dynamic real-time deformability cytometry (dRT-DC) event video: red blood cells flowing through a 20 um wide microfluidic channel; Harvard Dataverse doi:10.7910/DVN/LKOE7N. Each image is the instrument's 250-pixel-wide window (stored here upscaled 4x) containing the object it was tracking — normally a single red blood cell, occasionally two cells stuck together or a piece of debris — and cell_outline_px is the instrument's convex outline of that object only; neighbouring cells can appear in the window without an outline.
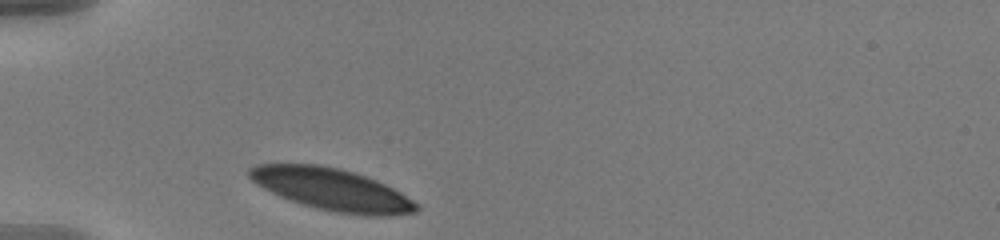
{"species": "human", "species_latin": "Homo sapiens", "temperature_condition": "warm", "stored_images_in_passage": 32, "camera_frame_rate_fps": 3000, "um_per_image_px": 0.085, "donor": {"sex": "male"}, "frame": {"image": 1, "passage_image": 1, "time_ms": 0.0, "image_size_px": [1000, 240], "cell_outline_px": [[420, 208], [416, 212], [392, 216], [364, 216], [336, 212], [316, 208], [280, 196], [256, 184], [248, 176], [248, 168], [256, 164], [320, 164], [340, 168], [376, 180], [400, 192], [420, 204]], "centroid_in_image_um": [28.24, 16.11], "position_along_channel_um": 56.8, "area_um2": 40.86}}
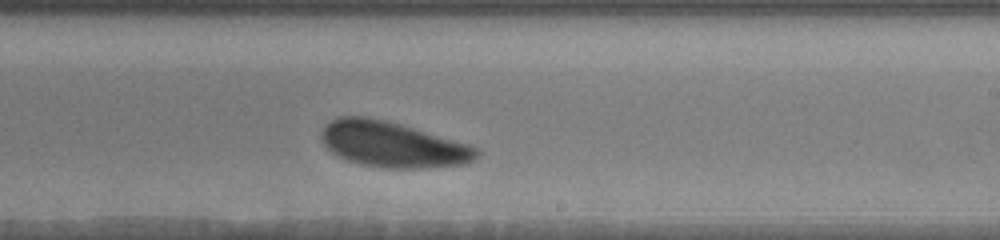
{"frame": {"image": 2, "passage_image": 19, "time_ms": 6.0, "image_size_px": [1000, 240], "cell_outline_px": [[480, 152], [476, 160], [468, 164], [428, 168], [380, 168], [360, 164], [336, 156], [324, 144], [320, 136], [320, 132], [324, 124], [336, 116], [368, 116], [388, 120], [468, 144], [476, 148]], "centroid_in_image_um": [33.35, 12.27], "position_along_channel_um": 255.7, "area_um2": 41.85}}
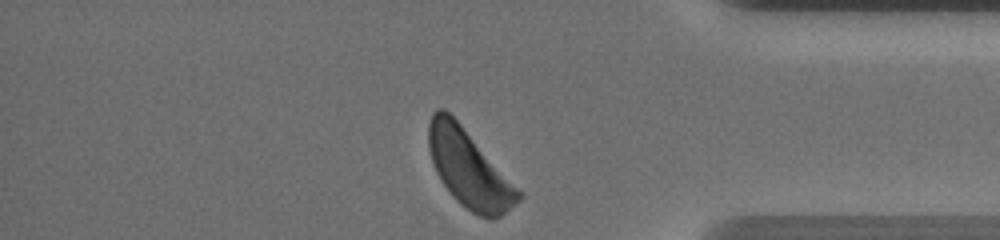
{"frame": {"image": 3, "passage_image": 32, "time_ms": 10.333, "image_size_px": [1000, 240], "cell_outline_px": [[524, 196], [520, 200], [500, 216], [492, 220], [480, 216], [472, 212], [460, 204], [452, 196], [440, 180], [436, 172], [428, 148], [428, 124], [432, 112], [436, 108], [444, 108], [460, 124], [524, 192]], "centroid_in_image_um": [39.88, 14.35], "position_along_channel_um": 395.3, "area_um2": 40.58}, "authors_computed_cell_mechanics": {"area_um2": 41.9628, "velocity_mm_per_s": 3.5568, "shape_relaxation_time_tau1_ms": 2.1764, "shape_relaxation_time_tau2_ms": null, "deformation_change_tau1": 0.0896, "deformation_change_tau2": null}}